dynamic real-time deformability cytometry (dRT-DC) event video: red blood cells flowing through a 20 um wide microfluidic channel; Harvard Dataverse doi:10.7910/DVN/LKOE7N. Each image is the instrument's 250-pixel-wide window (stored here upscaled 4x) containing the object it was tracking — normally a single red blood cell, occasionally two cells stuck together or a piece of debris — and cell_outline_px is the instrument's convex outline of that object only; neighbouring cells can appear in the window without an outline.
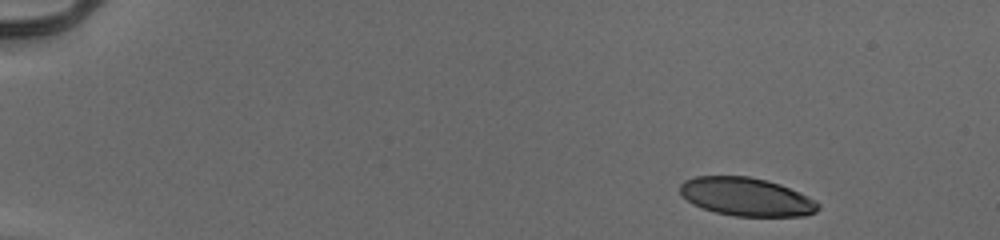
{"species": "human", "species_latin": "Homo sapiens", "temperature_condition": "cold", "stored_images_in_passage": 48, "camera_frame_rate_fps": 3000, "um_per_image_px": 0.085, "donor": {"sex": "male"}, "frame": {"image": 1, "passage_image": 1, "time_ms": 0.0, "image_size_px": [1000, 240], "cell_outline_px": [[820, 208], [816, 212], [804, 216], [736, 216], [716, 212], [692, 204], [680, 192], [680, 184], [684, 180], [696, 176], [748, 176], [780, 184], [808, 196], [816, 200], [820, 204]], "centroid_in_image_um": [63.47, 16.73], "position_along_channel_um": 21.5, "area_um2": 30.75}}
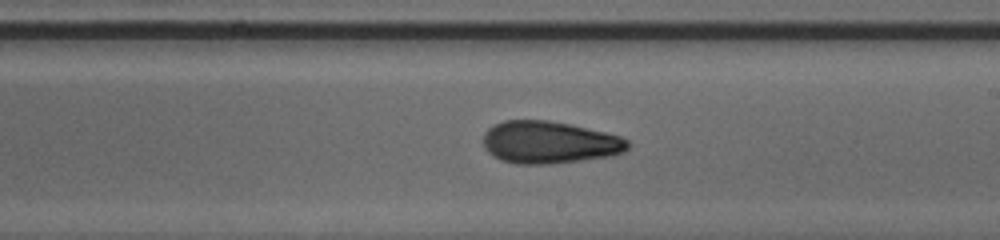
{"frame": {"image": 2, "passage_image": 28, "time_ms": 9.0, "image_size_px": [1000, 240], "cell_outline_px": [[632, 144], [624, 152], [608, 156], [580, 160], [548, 164], [516, 164], [500, 160], [492, 156], [484, 148], [484, 132], [492, 124], [504, 120], [548, 120], [568, 124], [604, 132], [620, 136], [628, 140]], "centroid_in_image_um": [46.66, 12.1], "position_along_channel_um": 242.3, "area_um2": 35.72}}
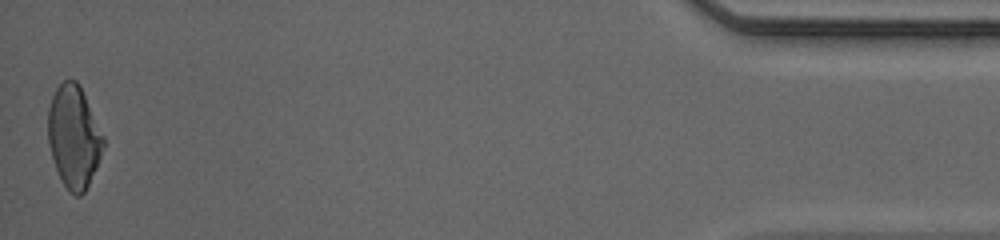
{"frame": {"image": 3, "passage_image": 48, "time_ms": 15.667, "image_size_px": [1000, 240], "cell_outline_px": [[104, 148], [96, 168], [84, 192], [80, 196], [76, 196], [68, 192], [56, 168], [52, 156], [48, 140], [48, 108], [52, 96], [56, 88], [64, 80], [76, 80], [80, 84], [104, 136]], "centroid_in_image_um": [6.28, 11.61], "position_along_channel_um": 428.9, "area_um2": 32.95}, "authors_computed_cell_mechanics": {"area_um2": 34.1598, "velocity_mm_per_s": 3.9629, "shape_relaxation_time_tau1_ms": 5.6005, "shape_relaxation_time_tau2_ms": 2.5281, "deformation_change_tau1": 0.1992, "deformation_change_tau2": 0.1007}}